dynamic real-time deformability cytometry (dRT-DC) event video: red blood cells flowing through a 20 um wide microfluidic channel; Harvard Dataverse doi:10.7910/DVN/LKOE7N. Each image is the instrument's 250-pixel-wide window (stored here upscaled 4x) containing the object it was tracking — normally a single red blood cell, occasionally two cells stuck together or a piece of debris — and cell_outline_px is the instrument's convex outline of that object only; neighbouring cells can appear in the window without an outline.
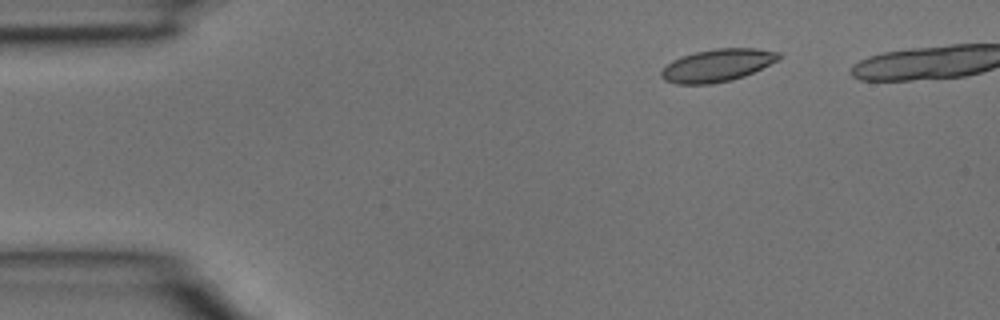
{"species": "common noctule bat (a hibernating species)", "species_latin": "Nyctalus noctula", "temperature_condition": "room temperature", "stored_images_in_passage": 34, "camera_frame_rate_fps": 3000, "um_per_image_px": 0.085, "animal": {"sex": "male", "body_mass_g": 15.6}, "frame": {"image": 1, "passage_image": 6, "time_ms": 1.667, "image_size_px": [1000, 320], "cell_outline_px": [[780, 60], [744, 76], [732, 80], [712, 84], [676, 84], [664, 80], [660, 76], [660, 72], [672, 60], [680, 56], [696, 52], [716, 48], [756, 48], [780, 52]], "centroid_in_image_um": [60.98, 5.55], "position_along_channel_um": 24.0, "area_um2": 22.43}}
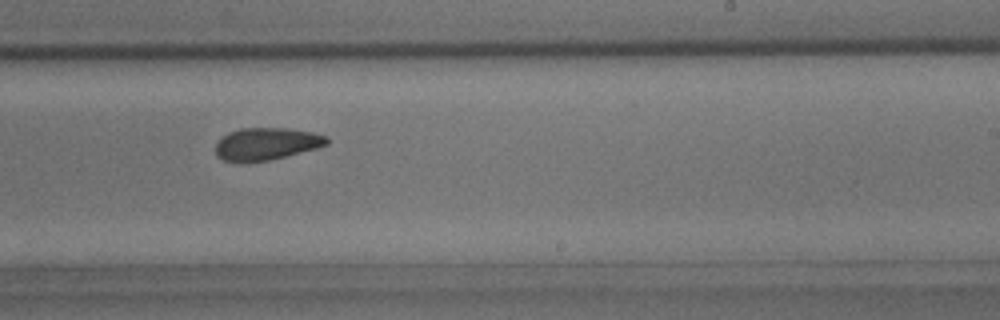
{"frame": {"image": 2, "passage_image": 25, "time_ms": 8.0, "image_size_px": [1000, 320], "cell_outline_px": [[328, 144], [316, 148], [268, 160], [224, 160], [216, 156], [216, 144], [220, 136], [228, 132], [240, 128], [288, 128], [312, 132], [328, 136]], "centroid_in_image_um": [22.64, 12.19], "position_along_channel_um": 266.4, "area_um2": 20.58}}